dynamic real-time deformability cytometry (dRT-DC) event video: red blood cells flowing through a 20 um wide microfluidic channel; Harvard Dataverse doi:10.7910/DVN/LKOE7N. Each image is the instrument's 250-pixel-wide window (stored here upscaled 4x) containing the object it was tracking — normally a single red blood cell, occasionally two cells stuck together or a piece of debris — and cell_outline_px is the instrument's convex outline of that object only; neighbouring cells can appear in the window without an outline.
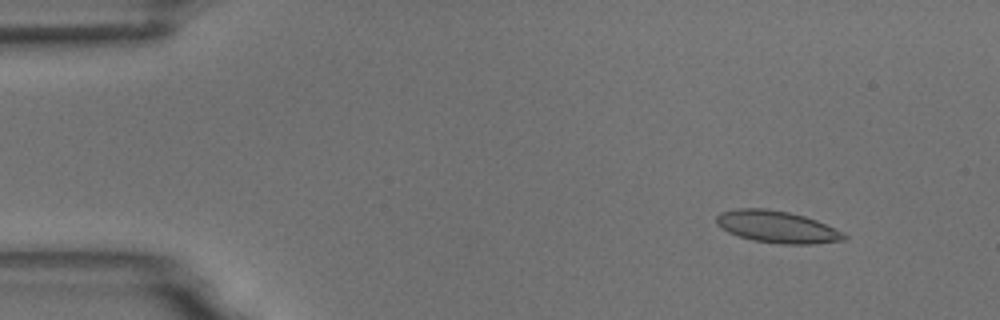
{"species": "common noctule bat (a hibernating species)", "species_latin": "Nyctalus noctula", "temperature_condition": "room temperature", "stored_images_in_passage": 6, "segment_of_instrument_passage": [1, 2], "camera_frame_rate_fps": 3000, "um_per_image_px": 0.085, "animal": {"sex": "male", "body_mass_g": 18.8}, "frame": {"image": 1, "passage_image": 2, "time_ms": 1.333, "image_size_px": [1000, 320], "cell_outline_px": [[848, 240], [812, 244], [780, 244], [752, 240], [728, 232], [716, 224], [716, 216], [720, 212], [740, 208], [764, 208], [788, 212], [804, 216], [816, 220], [844, 232], [848, 236]], "centroid_in_image_um": [66.08, 19.29], "position_along_channel_um": 18.9, "area_um2": 23.87}}